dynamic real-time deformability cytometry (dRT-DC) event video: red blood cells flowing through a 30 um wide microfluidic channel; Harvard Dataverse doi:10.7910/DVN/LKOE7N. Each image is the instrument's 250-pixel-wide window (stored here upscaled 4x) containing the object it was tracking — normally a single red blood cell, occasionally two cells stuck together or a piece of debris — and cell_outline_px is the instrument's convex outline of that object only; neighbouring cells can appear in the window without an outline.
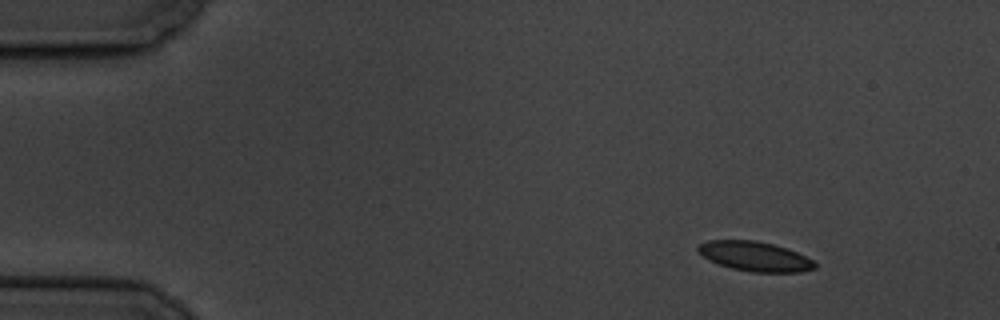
{"species": "common noctule bat (a hibernating species)", "species_latin": "Nyctalus noctula", "temperature_condition": "cold", "stored_images_in_passage": 5, "camera_frame_rate_fps": 3000, "um_per_image_px": 0.085, "animal": {"sex": "male", "body_mass_g": 19.5, "forearm_length_mm": 54.6}, "frame": {"image": 1, "passage_image": 2, "time_ms": 1.333, "image_size_px": [1000, 320], "cell_outline_px": [[816, 268], [800, 272], [752, 272], [732, 268], [708, 260], [696, 248], [700, 244], [708, 240], [756, 240], [772, 244], [796, 252], [812, 260], [816, 264]], "centroid_in_image_um": [64.16, 21.79], "position_along_channel_um": 20.8, "area_um2": 19.88}}